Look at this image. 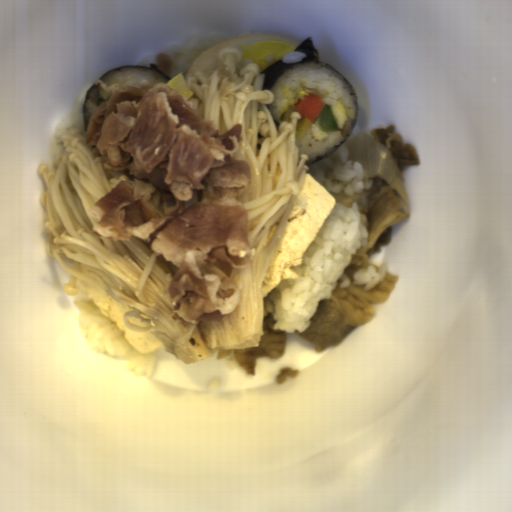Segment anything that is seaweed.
Wrapping results in <instances>:
<instances>
[{
	"mask_svg": "<svg viewBox=\"0 0 512 512\" xmlns=\"http://www.w3.org/2000/svg\"><path fill=\"white\" fill-rule=\"evenodd\" d=\"M292 52H300V53L304 54V58L302 60H300L299 62H297V63H284L283 62V57H282L281 59H279L276 62H274V63L270 64L269 66H267L264 70H262L260 72V73H263V75H264V82H263L262 90H269V91H271L273 89V87L276 85V83L282 78V76L288 70H290L292 67L297 66L299 64H302V63H323L325 65L330 66L332 69H334L339 75H341L345 79L346 83L348 84V86L350 87L351 91L353 92V94L355 96V99H356V103H357L358 113H357L356 123H355V126H354L353 130L351 131L350 135L347 138V140H348L353 135V133H354L356 127H357L358 116H359L358 98H357L356 91L353 88L352 84L335 67H333L329 63H326V62L320 60V53L318 52V50L314 46L312 36H308L303 41H301L298 44V46L295 48V50L292 51ZM343 144H341L329 156L324 157L322 159H319V160H317L315 162H312L310 164L318 163V162H320V161H322L324 159H327V158L331 157L333 154H335L340 149V147ZM310 164H307V166L310 165Z\"/></svg>",
	"mask_w": 512,
	"mask_h": 512,
	"instance_id": "1",
	"label": "seaweed"
},
{
	"mask_svg": "<svg viewBox=\"0 0 512 512\" xmlns=\"http://www.w3.org/2000/svg\"><path fill=\"white\" fill-rule=\"evenodd\" d=\"M120 68H144V69H149V70H154L156 71L157 73H159L160 75H162L163 77H165L166 79L169 80V82L172 80L167 74H165L162 70H160L158 68V66L156 64H148V66H138V65H134V66H123V67H120ZM118 69V68H117ZM114 70L116 69H113V70H110L108 71L107 73H105L104 75H102L99 79H97L93 85L89 88V90L87 91L86 93V96H85V100H84V103H83V113H84V125H85V130L87 129L88 127V122H87V112H86V104H87V100H88V97L93 89V87L98 83V81L100 79H102L103 77H105L106 75H108L109 73L113 72Z\"/></svg>",
	"mask_w": 512,
	"mask_h": 512,
	"instance_id": "2",
	"label": "seaweed"
}]
</instances>
